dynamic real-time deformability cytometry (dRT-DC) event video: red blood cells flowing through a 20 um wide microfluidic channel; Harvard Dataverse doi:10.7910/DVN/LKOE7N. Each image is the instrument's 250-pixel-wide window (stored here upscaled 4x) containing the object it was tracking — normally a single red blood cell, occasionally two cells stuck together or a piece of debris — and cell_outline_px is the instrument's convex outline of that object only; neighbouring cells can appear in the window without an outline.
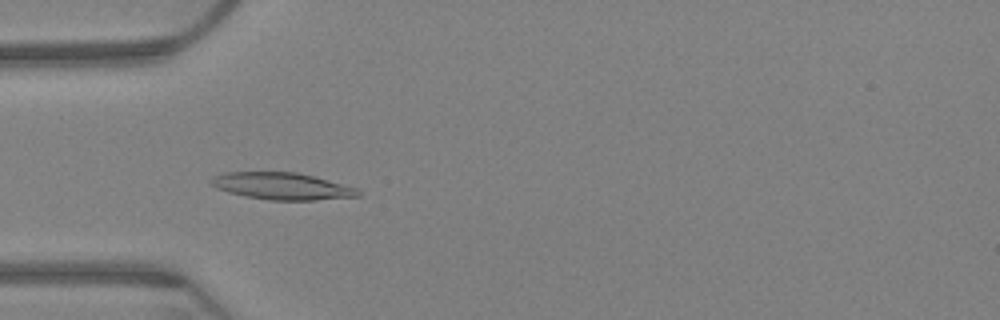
{"species": "Egyptian fruit bat (a non-hibernating species)", "species_latin": "Rousettus aegyptiacus", "temperature_condition": "warm", "stored_images_in_passage": 63, "camera_frame_rate_fps": 3000, "um_per_image_px": 0.085, "animal": {"sex": "female"}, "frame": {"image": 1, "passage_image": 19, "time_ms": 6.0, "image_size_px": [1000, 320], "cell_outline_px": [[360, 196], [316, 200], [272, 200], [248, 196], [228, 192], [216, 188], [208, 180], [224, 172], [296, 172], [312, 176], [356, 188], [360, 192]], "centroid_in_image_um": [23.95, 15.82], "position_along_channel_um": 61.1, "area_um2": 22.72}}
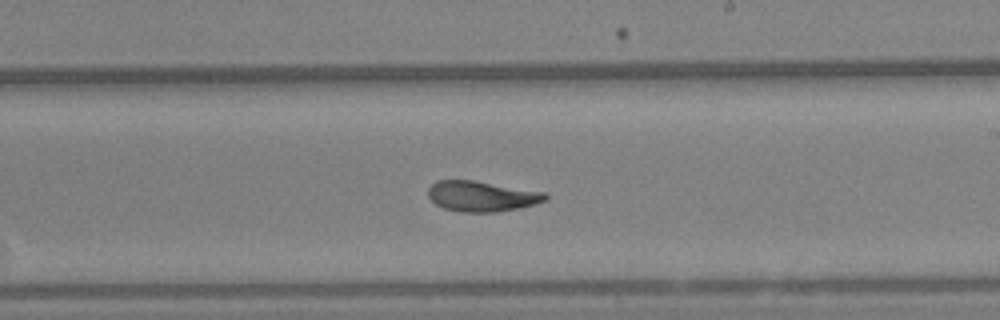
{"frame": {"image": 2, "passage_image": 37, "time_ms": 12.0, "image_size_px": [1000, 320], "cell_outline_px": [[548, 200], [536, 204], [496, 212], [460, 212], [444, 208], [436, 204], [428, 196], [428, 188], [436, 180], [472, 180], [548, 192]], "centroid_in_image_um": [40.98, 16.67], "position_along_channel_um": 248.0, "area_um2": 20.92}}
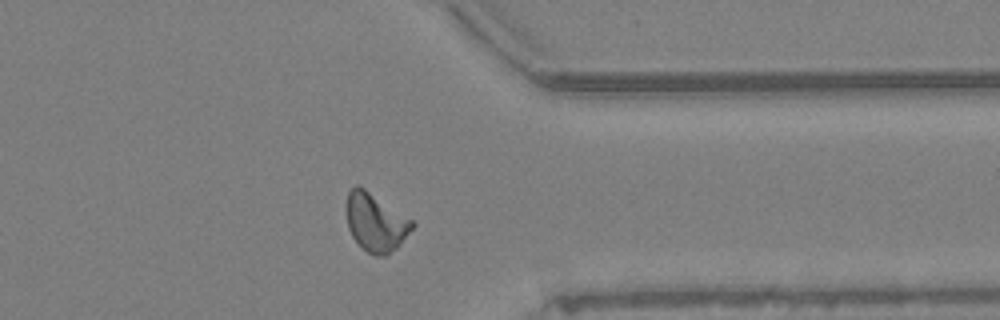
{"frame": {"image": 3, "passage_image": 50, "time_ms": 16.333, "image_size_px": [1000, 320], "cell_outline_px": [[416, 224], [400, 244], [388, 256], [376, 256], [368, 252], [352, 236], [348, 228], [348, 192], [356, 184], [364, 188], [412, 220]], "centroid_in_image_um": [31.96, 18.92], "position_along_channel_um": 379.4, "area_um2": 21.73}, "authors_computed_cell_mechanics": {"area_um2": 21.3282, "velocity_mm_per_s": 3.1635, "shape_relaxation_time_tau1_ms": 5.2357, "shape_relaxation_time_tau2_ms": 1.5272, "deformation_change_tau1": 0.1568, "deformation_change_tau2": 0.0795}}